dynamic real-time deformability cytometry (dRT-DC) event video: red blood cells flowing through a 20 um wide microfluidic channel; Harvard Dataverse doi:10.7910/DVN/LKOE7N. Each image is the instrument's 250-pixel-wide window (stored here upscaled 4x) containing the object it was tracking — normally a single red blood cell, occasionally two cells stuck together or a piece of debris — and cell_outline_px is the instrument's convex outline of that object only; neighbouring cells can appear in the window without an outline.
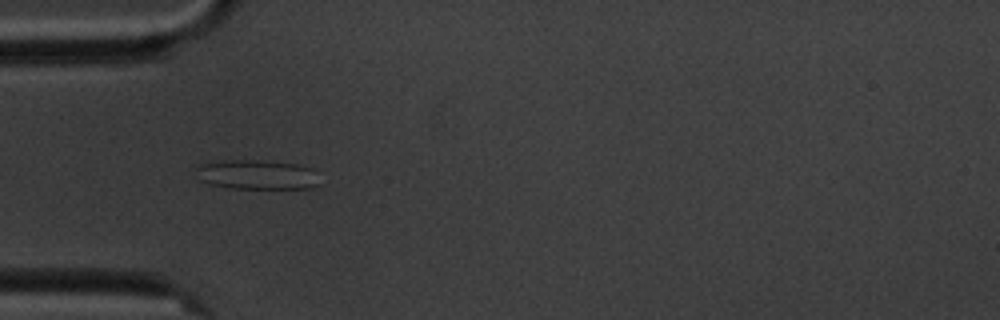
{"species": "common noctule bat (a hibernating species)", "species_latin": "Nyctalus noctula", "temperature_condition": "cold", "stored_images_in_passage": 6, "camera_frame_rate_fps": 3000, "um_per_image_px": 0.085, "animal": {"sex": "male", "body_mass_g": 20.1, "forearm_length_mm": 53.5}, "frame": {"image": 1, "passage_image": 5, "time_ms": 4.667, "image_size_px": [1000, 320], "cell_outline_px": [[320, 184], [308, 188], [232, 188], [208, 184], [200, 180], [196, 168], [200, 164], [224, 160], [256, 160], [296, 164], [312, 168]], "centroid_in_image_um": [21.83, 14.84], "position_along_channel_um": 63.2, "area_um2": 21.1}}
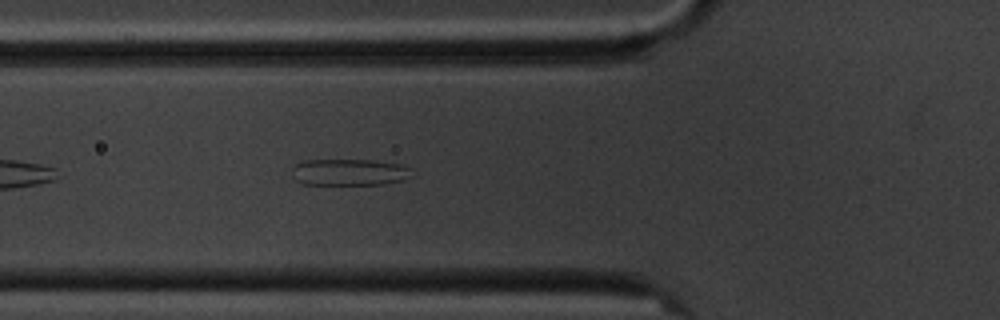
{"frame": {"image": 2, "passage_image": 6, "time_ms": 5.667, "image_size_px": [1000, 320], "cell_outline_px": [[416, 176], [404, 180], [384, 184], [304, 184], [296, 180], [292, 176], [292, 168], [296, 164], [304, 160], [372, 160], [400, 164], [412, 168]], "centroid_in_image_um": [29.77, 14.63], "position_along_channel_um": 96.0, "area_um2": 18.84}}